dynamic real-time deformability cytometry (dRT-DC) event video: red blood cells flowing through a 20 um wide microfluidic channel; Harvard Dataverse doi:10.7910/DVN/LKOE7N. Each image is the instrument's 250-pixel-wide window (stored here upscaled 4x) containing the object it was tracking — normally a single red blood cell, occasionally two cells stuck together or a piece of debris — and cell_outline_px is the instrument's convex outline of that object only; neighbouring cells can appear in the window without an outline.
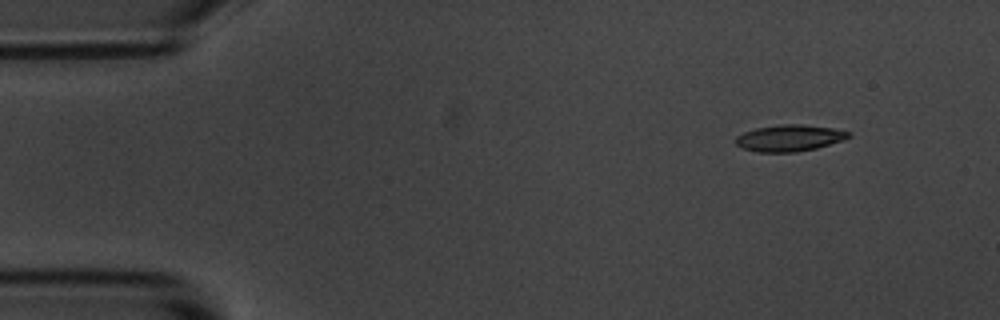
{"species": "common noctule bat (a hibernating species)", "species_latin": "Nyctalus noctula", "temperature_condition": "room temperature", "stored_images_in_passage": 4, "camera_frame_rate_fps": 3000, "um_per_image_px": 0.085, "animal": {"sex": "male", "body_mass_g": 20.1, "forearm_length_mm": 53.5}, "frame": {"image": 1, "passage_image": 1, "time_ms": 0.0, "image_size_px": [1000, 320], "cell_outline_px": [[852, 136], [844, 140], [816, 148], [796, 152], [756, 152], [744, 148], [736, 144], [736, 136], [744, 132], [756, 128], [780, 124], [800, 124], [832, 128], [852, 132]], "centroid_in_image_um": [67.13, 11.73], "position_along_channel_um": 17.9, "area_um2": 17.46}}
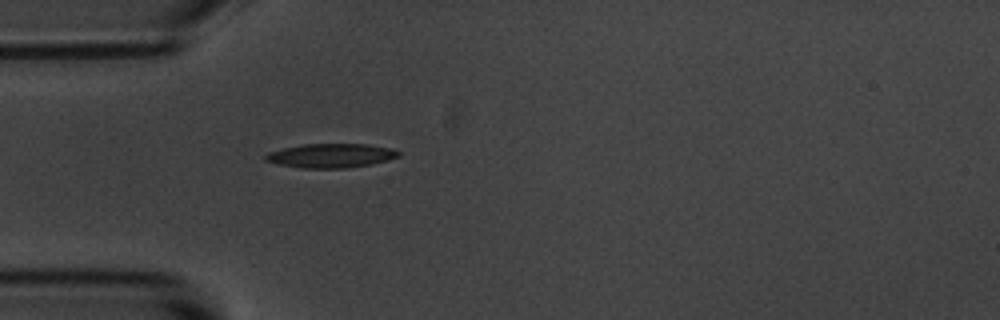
{"frame": {"image": 2, "passage_image": 4, "time_ms": 3.333, "image_size_px": [1000, 320], "cell_outline_px": [[400, 156], [388, 160], [372, 164], [344, 168], [300, 168], [280, 164], [264, 160], [264, 156], [268, 152], [284, 148], [304, 144], [368, 144], [392, 148], [400, 152]], "centroid_in_image_um": [28.15, 13.22], "position_along_channel_um": 56.8, "area_um2": 18.67}}